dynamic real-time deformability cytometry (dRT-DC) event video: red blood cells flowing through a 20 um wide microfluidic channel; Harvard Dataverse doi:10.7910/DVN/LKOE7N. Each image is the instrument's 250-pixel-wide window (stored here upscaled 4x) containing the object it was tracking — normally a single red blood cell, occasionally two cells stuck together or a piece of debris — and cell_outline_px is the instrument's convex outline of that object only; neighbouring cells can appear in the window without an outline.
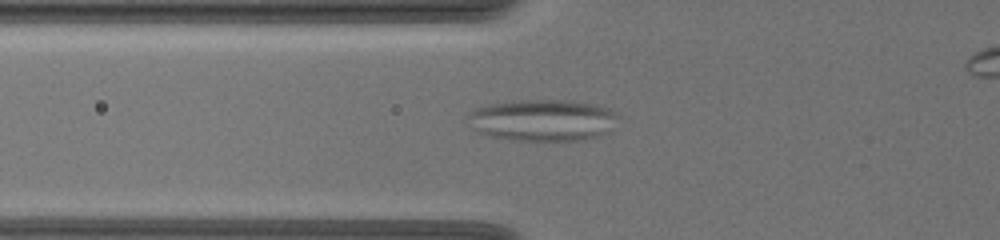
{"species": "common noctule bat (a hibernating species)", "species_latin": "Nyctalus noctula", "temperature_condition": "warm", "stored_images_in_passage": 41, "camera_frame_rate_fps": 3000, "um_per_image_px": 0.085, "animal": {"sex": "female", "body_mass_g": 19.5, "forearm_length_mm": 54.1}, "frame": {"image": 1, "passage_image": 7, "time_ms": 2.0, "image_size_px": [1000, 240], "cell_outline_px": [[620, 116], [608, 132], [600, 136], [580, 140], [508, 140], [488, 136], [476, 132], [464, 124], [468, 116], [476, 108], [492, 104], [520, 100], [572, 100], [596, 104], [612, 108]], "centroid_in_image_um": [46.12, 10.22], "position_along_channel_um": 79.7, "area_um2": 37.11}}
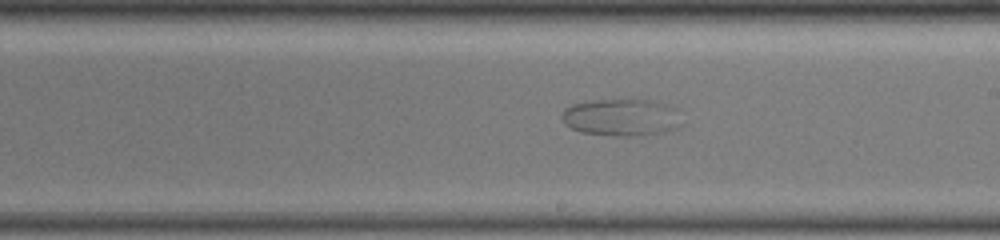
{"frame": {"image": 2, "passage_image": 21, "time_ms": 6.667, "image_size_px": [1000, 240], "cell_outline_px": [[684, 124], [676, 128], [664, 132], [628, 136], [612, 136], [580, 132], [564, 124], [560, 116], [564, 108], [572, 104], [592, 100], [656, 100], [676, 108]], "centroid_in_image_um": [52.82, 9.97], "position_along_channel_um": 236.2, "area_um2": 26.3}}
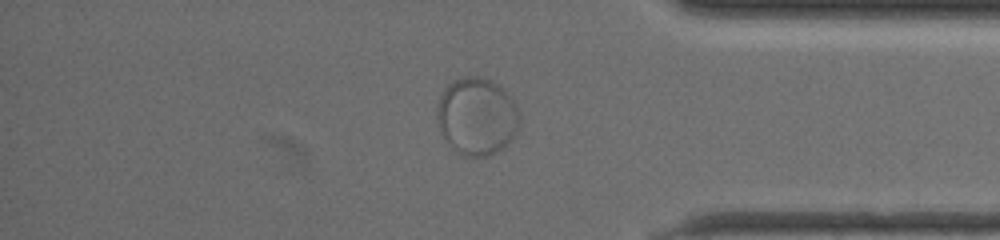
{"frame": {"image": 3, "passage_image": 36, "time_ms": 11.667, "image_size_px": [1000, 240], "cell_outline_px": [[520, 120], [516, 132], [508, 144], [496, 152], [488, 156], [464, 156], [444, 136], [440, 128], [436, 116], [436, 108], [440, 96], [444, 88], [452, 80], [464, 76], [480, 76], [496, 84], [516, 104], [520, 116]], "centroid_in_image_um": [40.53, 9.87], "position_along_channel_um": 394.7, "area_um2": 36.82}}